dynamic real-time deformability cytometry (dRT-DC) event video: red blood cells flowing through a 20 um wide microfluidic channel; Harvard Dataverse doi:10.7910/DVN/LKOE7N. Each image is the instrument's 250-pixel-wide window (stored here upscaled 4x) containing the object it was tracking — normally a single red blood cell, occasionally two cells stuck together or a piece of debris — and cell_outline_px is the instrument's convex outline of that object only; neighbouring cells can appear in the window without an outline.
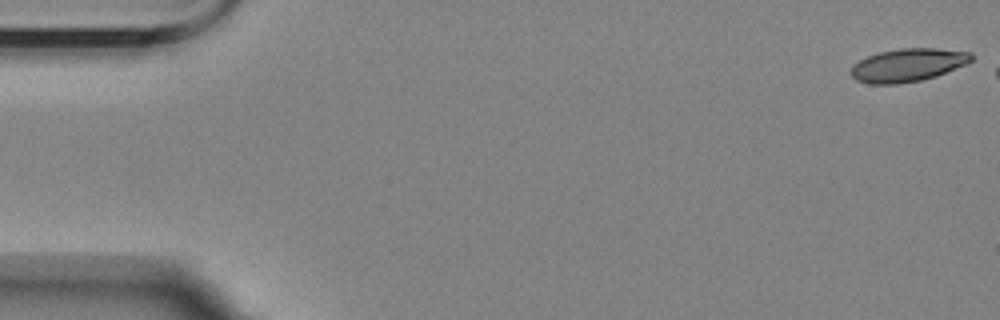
{"species": "Egyptian fruit bat (a non-hibernating species)", "species_latin": "Rousettus aegyptiacus", "temperature_condition": "room temperature", "stored_images_in_passage": 9, "camera_frame_rate_fps": 3000, "um_per_image_px": 0.085, "animal": {"sex": "female"}, "frame": {"image": 1, "passage_image": 1, "time_ms": 0.0, "image_size_px": [1000, 320], "cell_outline_px": [[972, 60], [964, 64], [936, 76], [920, 80], [896, 84], [868, 84], [856, 80], [848, 72], [852, 64], [868, 56], [880, 52], [900, 48], [936, 48], [972, 52]], "centroid_in_image_um": [77.11, 5.53], "position_along_channel_um": 7.9, "area_um2": 23.18}}
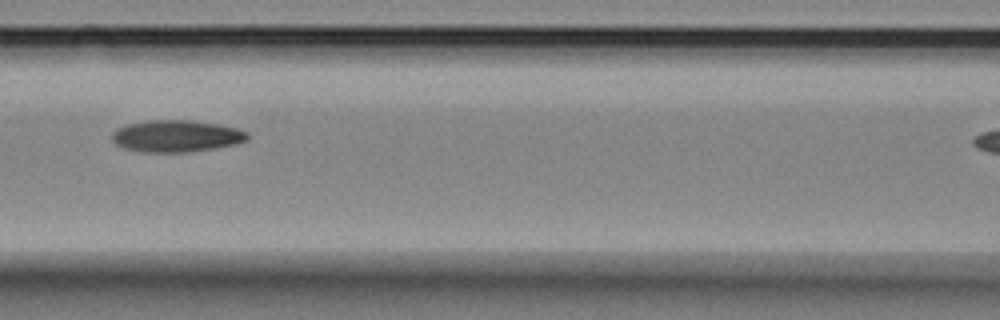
{"frame": {"image": 2, "passage_image": 8, "time_ms": 8.0, "image_size_px": [1000, 320], "cell_outline_px": [[248, 140], [236, 144], [216, 148], [188, 152], [144, 152], [124, 148], [116, 144], [112, 140], [112, 132], [116, 128], [128, 124], [148, 120], [192, 120], [216, 124], [236, 128], [248, 132]], "centroid_in_image_um": [14.99, 11.56], "position_along_channel_um": 151.6, "area_um2": 25.2}}